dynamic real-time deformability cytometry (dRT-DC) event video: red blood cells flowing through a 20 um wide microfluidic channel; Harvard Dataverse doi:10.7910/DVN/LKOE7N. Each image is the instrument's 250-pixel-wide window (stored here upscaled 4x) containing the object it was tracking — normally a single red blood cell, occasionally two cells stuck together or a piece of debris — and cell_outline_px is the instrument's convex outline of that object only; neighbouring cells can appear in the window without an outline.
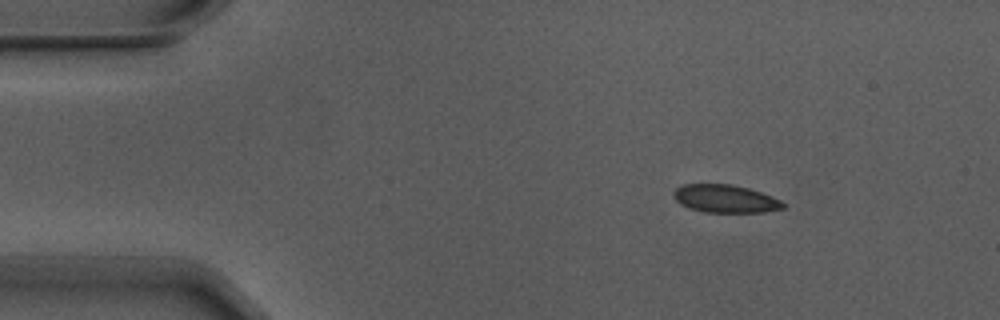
{"species": "Egyptian fruit bat (a non-hibernating species)", "species_latin": "Rousettus aegyptiacus", "temperature_condition": "warm", "stored_images_in_passage": 5, "camera_frame_rate_fps": 3000, "um_per_image_px": 0.085, "animal": {"sex": "male"}, "frame": {"image": 1, "passage_image": 2, "time_ms": 0.333, "image_size_px": [1000, 320], "cell_outline_px": [[784, 208], [764, 212], [704, 212], [688, 208], [680, 204], [676, 200], [672, 192], [676, 188], [684, 184], [732, 184], [748, 188], [772, 196], [780, 200], [784, 204]], "centroid_in_image_um": [61.62, 16.89], "position_along_channel_um": 23.4, "area_um2": 17.8}}
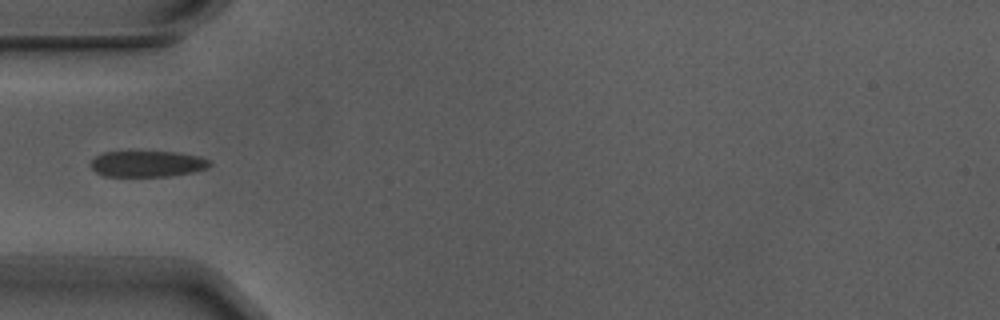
{"frame": {"image": 2, "passage_image": 5, "time_ms": 1.333, "image_size_px": [1000, 320], "cell_outline_px": [[212, 164], [208, 168], [192, 172], [168, 176], [104, 176], [96, 172], [92, 168], [92, 160], [96, 156], [104, 152], [176, 152], [200, 156], [208, 160]], "centroid_in_image_um": [12.55, 13.93], "position_along_channel_um": 72.5, "area_um2": 17.92}}